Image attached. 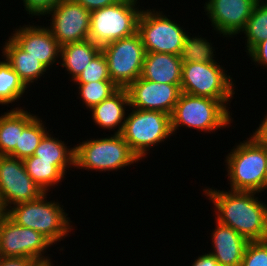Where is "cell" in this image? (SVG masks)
Here are the masks:
<instances>
[{"mask_svg":"<svg viewBox=\"0 0 267 266\" xmlns=\"http://www.w3.org/2000/svg\"><path fill=\"white\" fill-rule=\"evenodd\" d=\"M233 81L218 62L182 63L181 92L219 100L228 109L235 94Z\"/></svg>","mask_w":267,"mask_h":266,"instance_id":"obj_7","label":"cell"},{"mask_svg":"<svg viewBox=\"0 0 267 266\" xmlns=\"http://www.w3.org/2000/svg\"><path fill=\"white\" fill-rule=\"evenodd\" d=\"M108 63L111 81L119 88H127L142 74L145 49L138 32L101 47Z\"/></svg>","mask_w":267,"mask_h":266,"instance_id":"obj_10","label":"cell"},{"mask_svg":"<svg viewBox=\"0 0 267 266\" xmlns=\"http://www.w3.org/2000/svg\"><path fill=\"white\" fill-rule=\"evenodd\" d=\"M182 61L170 53H146L141 77L157 83L181 85Z\"/></svg>","mask_w":267,"mask_h":266,"instance_id":"obj_19","label":"cell"},{"mask_svg":"<svg viewBox=\"0 0 267 266\" xmlns=\"http://www.w3.org/2000/svg\"><path fill=\"white\" fill-rule=\"evenodd\" d=\"M255 66H264L267 68V38L264 41L258 43L248 54ZM257 64V65H256Z\"/></svg>","mask_w":267,"mask_h":266,"instance_id":"obj_33","label":"cell"},{"mask_svg":"<svg viewBox=\"0 0 267 266\" xmlns=\"http://www.w3.org/2000/svg\"><path fill=\"white\" fill-rule=\"evenodd\" d=\"M27 86L5 61H0V105L13 104L21 99Z\"/></svg>","mask_w":267,"mask_h":266,"instance_id":"obj_26","label":"cell"},{"mask_svg":"<svg viewBox=\"0 0 267 266\" xmlns=\"http://www.w3.org/2000/svg\"><path fill=\"white\" fill-rule=\"evenodd\" d=\"M22 50L38 59L48 70L60 63L61 46L51 31L42 25H25L16 28L9 36ZM59 59V60H58ZM58 61V62H56Z\"/></svg>","mask_w":267,"mask_h":266,"instance_id":"obj_16","label":"cell"},{"mask_svg":"<svg viewBox=\"0 0 267 266\" xmlns=\"http://www.w3.org/2000/svg\"><path fill=\"white\" fill-rule=\"evenodd\" d=\"M245 34V49L248 54L258 43L267 38V1L257 2L245 28L240 35Z\"/></svg>","mask_w":267,"mask_h":266,"instance_id":"obj_25","label":"cell"},{"mask_svg":"<svg viewBox=\"0 0 267 266\" xmlns=\"http://www.w3.org/2000/svg\"><path fill=\"white\" fill-rule=\"evenodd\" d=\"M258 2H264V0H257ZM267 0H265V2H266Z\"/></svg>","mask_w":267,"mask_h":266,"instance_id":"obj_42","label":"cell"},{"mask_svg":"<svg viewBox=\"0 0 267 266\" xmlns=\"http://www.w3.org/2000/svg\"><path fill=\"white\" fill-rule=\"evenodd\" d=\"M35 114L20 107L13 108L0 116V155L16 158V146H19L23 128L35 117Z\"/></svg>","mask_w":267,"mask_h":266,"instance_id":"obj_21","label":"cell"},{"mask_svg":"<svg viewBox=\"0 0 267 266\" xmlns=\"http://www.w3.org/2000/svg\"><path fill=\"white\" fill-rule=\"evenodd\" d=\"M6 215V210L4 209L2 202L0 200V221Z\"/></svg>","mask_w":267,"mask_h":266,"instance_id":"obj_39","label":"cell"},{"mask_svg":"<svg viewBox=\"0 0 267 266\" xmlns=\"http://www.w3.org/2000/svg\"><path fill=\"white\" fill-rule=\"evenodd\" d=\"M32 266H50V260L37 261Z\"/></svg>","mask_w":267,"mask_h":266,"instance_id":"obj_38","label":"cell"},{"mask_svg":"<svg viewBox=\"0 0 267 266\" xmlns=\"http://www.w3.org/2000/svg\"><path fill=\"white\" fill-rule=\"evenodd\" d=\"M191 266H219V264L214 256L208 252L194 259Z\"/></svg>","mask_w":267,"mask_h":266,"instance_id":"obj_36","label":"cell"},{"mask_svg":"<svg viewBox=\"0 0 267 266\" xmlns=\"http://www.w3.org/2000/svg\"><path fill=\"white\" fill-rule=\"evenodd\" d=\"M226 155L230 190L262 193L267 190L266 146L252 133Z\"/></svg>","mask_w":267,"mask_h":266,"instance_id":"obj_2","label":"cell"},{"mask_svg":"<svg viewBox=\"0 0 267 266\" xmlns=\"http://www.w3.org/2000/svg\"><path fill=\"white\" fill-rule=\"evenodd\" d=\"M101 52V47L86 39L69 43L61 47L60 60L62 66L71 77V81L82 73L83 69Z\"/></svg>","mask_w":267,"mask_h":266,"instance_id":"obj_22","label":"cell"},{"mask_svg":"<svg viewBox=\"0 0 267 266\" xmlns=\"http://www.w3.org/2000/svg\"><path fill=\"white\" fill-rule=\"evenodd\" d=\"M50 266H54L52 259H50Z\"/></svg>","mask_w":267,"mask_h":266,"instance_id":"obj_41","label":"cell"},{"mask_svg":"<svg viewBox=\"0 0 267 266\" xmlns=\"http://www.w3.org/2000/svg\"><path fill=\"white\" fill-rule=\"evenodd\" d=\"M129 95L126 88H119L109 98L105 99L98 105L94 106L89 111L92 112V120L99 128L107 129L114 132V134H121L126 115L130 109ZM126 111L127 114H126ZM115 129V130H114Z\"/></svg>","mask_w":267,"mask_h":266,"instance_id":"obj_18","label":"cell"},{"mask_svg":"<svg viewBox=\"0 0 267 266\" xmlns=\"http://www.w3.org/2000/svg\"><path fill=\"white\" fill-rule=\"evenodd\" d=\"M36 261L29 258L2 257L0 266H32Z\"/></svg>","mask_w":267,"mask_h":266,"instance_id":"obj_35","label":"cell"},{"mask_svg":"<svg viewBox=\"0 0 267 266\" xmlns=\"http://www.w3.org/2000/svg\"><path fill=\"white\" fill-rule=\"evenodd\" d=\"M130 107L161 111L171 115L181 92V85L148 81L141 76L127 88Z\"/></svg>","mask_w":267,"mask_h":266,"instance_id":"obj_15","label":"cell"},{"mask_svg":"<svg viewBox=\"0 0 267 266\" xmlns=\"http://www.w3.org/2000/svg\"><path fill=\"white\" fill-rule=\"evenodd\" d=\"M47 196L48 192H45L35 200L11 206L6 215L17 225L38 231L55 245L74 228L61 202L47 201Z\"/></svg>","mask_w":267,"mask_h":266,"instance_id":"obj_3","label":"cell"},{"mask_svg":"<svg viewBox=\"0 0 267 266\" xmlns=\"http://www.w3.org/2000/svg\"><path fill=\"white\" fill-rule=\"evenodd\" d=\"M252 133L263 145L267 146V114Z\"/></svg>","mask_w":267,"mask_h":266,"instance_id":"obj_37","label":"cell"},{"mask_svg":"<svg viewBox=\"0 0 267 266\" xmlns=\"http://www.w3.org/2000/svg\"><path fill=\"white\" fill-rule=\"evenodd\" d=\"M4 44L1 49L2 59H5L27 87L35 81L38 84L37 80L44 78L45 73L48 74V69L38 59L22 50L10 37Z\"/></svg>","mask_w":267,"mask_h":266,"instance_id":"obj_20","label":"cell"},{"mask_svg":"<svg viewBox=\"0 0 267 266\" xmlns=\"http://www.w3.org/2000/svg\"><path fill=\"white\" fill-rule=\"evenodd\" d=\"M49 131L44 135L35 149L33 156L37 160L54 161L65 173L75 167V147L67 146L64 141L55 138ZM54 137V138H53Z\"/></svg>","mask_w":267,"mask_h":266,"instance_id":"obj_23","label":"cell"},{"mask_svg":"<svg viewBox=\"0 0 267 266\" xmlns=\"http://www.w3.org/2000/svg\"><path fill=\"white\" fill-rule=\"evenodd\" d=\"M44 193L27 174L21 159L0 155V200L5 210L35 200Z\"/></svg>","mask_w":267,"mask_h":266,"instance_id":"obj_12","label":"cell"},{"mask_svg":"<svg viewBox=\"0 0 267 266\" xmlns=\"http://www.w3.org/2000/svg\"><path fill=\"white\" fill-rule=\"evenodd\" d=\"M49 14L48 29L61 47L88 39L91 12L75 0L60 1Z\"/></svg>","mask_w":267,"mask_h":266,"instance_id":"obj_13","label":"cell"},{"mask_svg":"<svg viewBox=\"0 0 267 266\" xmlns=\"http://www.w3.org/2000/svg\"><path fill=\"white\" fill-rule=\"evenodd\" d=\"M130 110L121 135L133 153L142 160L148 157L150 148L157 147L173 136L170 115L161 111Z\"/></svg>","mask_w":267,"mask_h":266,"instance_id":"obj_8","label":"cell"},{"mask_svg":"<svg viewBox=\"0 0 267 266\" xmlns=\"http://www.w3.org/2000/svg\"><path fill=\"white\" fill-rule=\"evenodd\" d=\"M212 188L204 187L203 192L214 203L215 220L230 226L248 242L267 239V204L255 196L259 193Z\"/></svg>","mask_w":267,"mask_h":266,"instance_id":"obj_1","label":"cell"},{"mask_svg":"<svg viewBox=\"0 0 267 266\" xmlns=\"http://www.w3.org/2000/svg\"><path fill=\"white\" fill-rule=\"evenodd\" d=\"M241 266H267V239L247 243Z\"/></svg>","mask_w":267,"mask_h":266,"instance_id":"obj_31","label":"cell"},{"mask_svg":"<svg viewBox=\"0 0 267 266\" xmlns=\"http://www.w3.org/2000/svg\"><path fill=\"white\" fill-rule=\"evenodd\" d=\"M187 32L183 47L181 48L179 58L182 63L189 62H217L215 60V47L212 46L213 43H209V40L200 37L199 34L196 37L190 36ZM214 48V49H213Z\"/></svg>","mask_w":267,"mask_h":266,"instance_id":"obj_27","label":"cell"},{"mask_svg":"<svg viewBox=\"0 0 267 266\" xmlns=\"http://www.w3.org/2000/svg\"><path fill=\"white\" fill-rule=\"evenodd\" d=\"M211 233L212 251H208L217 260L219 266H241L248 241L230 226L215 220Z\"/></svg>","mask_w":267,"mask_h":266,"instance_id":"obj_17","label":"cell"},{"mask_svg":"<svg viewBox=\"0 0 267 266\" xmlns=\"http://www.w3.org/2000/svg\"><path fill=\"white\" fill-rule=\"evenodd\" d=\"M257 0H207L204 12L217 34L236 37L245 28ZM236 35V36H235Z\"/></svg>","mask_w":267,"mask_h":266,"instance_id":"obj_14","label":"cell"},{"mask_svg":"<svg viewBox=\"0 0 267 266\" xmlns=\"http://www.w3.org/2000/svg\"><path fill=\"white\" fill-rule=\"evenodd\" d=\"M266 182H267V146H266Z\"/></svg>","mask_w":267,"mask_h":266,"instance_id":"obj_40","label":"cell"},{"mask_svg":"<svg viewBox=\"0 0 267 266\" xmlns=\"http://www.w3.org/2000/svg\"><path fill=\"white\" fill-rule=\"evenodd\" d=\"M22 161L27 174L44 192L60 186L58 184L65 179V172L54 161L37 160L33 155Z\"/></svg>","mask_w":267,"mask_h":266,"instance_id":"obj_24","label":"cell"},{"mask_svg":"<svg viewBox=\"0 0 267 266\" xmlns=\"http://www.w3.org/2000/svg\"><path fill=\"white\" fill-rule=\"evenodd\" d=\"M138 0H120L118 3L91 12L88 39L104 45L134 35L142 11Z\"/></svg>","mask_w":267,"mask_h":266,"instance_id":"obj_6","label":"cell"},{"mask_svg":"<svg viewBox=\"0 0 267 266\" xmlns=\"http://www.w3.org/2000/svg\"><path fill=\"white\" fill-rule=\"evenodd\" d=\"M81 4L88 11L92 12L94 10L101 9L103 7L118 3L120 0H75Z\"/></svg>","mask_w":267,"mask_h":266,"instance_id":"obj_34","label":"cell"},{"mask_svg":"<svg viewBox=\"0 0 267 266\" xmlns=\"http://www.w3.org/2000/svg\"><path fill=\"white\" fill-rule=\"evenodd\" d=\"M44 123L42 118L40 119L37 115L23 128L19 139V146H16V158L23 160L34 154L44 135L51 131L47 130Z\"/></svg>","mask_w":267,"mask_h":266,"instance_id":"obj_28","label":"cell"},{"mask_svg":"<svg viewBox=\"0 0 267 266\" xmlns=\"http://www.w3.org/2000/svg\"><path fill=\"white\" fill-rule=\"evenodd\" d=\"M142 8L137 32L142 38L145 52L179 55L187 34L185 28L160 10Z\"/></svg>","mask_w":267,"mask_h":266,"instance_id":"obj_9","label":"cell"},{"mask_svg":"<svg viewBox=\"0 0 267 266\" xmlns=\"http://www.w3.org/2000/svg\"><path fill=\"white\" fill-rule=\"evenodd\" d=\"M79 99L90 110L114 94L119 87L112 81H96L90 83H76Z\"/></svg>","mask_w":267,"mask_h":266,"instance_id":"obj_29","label":"cell"},{"mask_svg":"<svg viewBox=\"0 0 267 266\" xmlns=\"http://www.w3.org/2000/svg\"><path fill=\"white\" fill-rule=\"evenodd\" d=\"M53 244L38 231L17 225L7 215L0 221L1 257L29 258L37 261L50 260L45 256Z\"/></svg>","mask_w":267,"mask_h":266,"instance_id":"obj_11","label":"cell"},{"mask_svg":"<svg viewBox=\"0 0 267 266\" xmlns=\"http://www.w3.org/2000/svg\"><path fill=\"white\" fill-rule=\"evenodd\" d=\"M96 81H111L108 72V63L102 51L83 69L75 83H90Z\"/></svg>","mask_w":267,"mask_h":266,"instance_id":"obj_30","label":"cell"},{"mask_svg":"<svg viewBox=\"0 0 267 266\" xmlns=\"http://www.w3.org/2000/svg\"><path fill=\"white\" fill-rule=\"evenodd\" d=\"M231 116L232 112L219 100L182 92L170 115L171 131L175 135L184 126L211 134L219 128L231 127L234 119Z\"/></svg>","mask_w":267,"mask_h":266,"instance_id":"obj_4","label":"cell"},{"mask_svg":"<svg viewBox=\"0 0 267 266\" xmlns=\"http://www.w3.org/2000/svg\"><path fill=\"white\" fill-rule=\"evenodd\" d=\"M23 1L24 10L32 16H45L62 0H21Z\"/></svg>","mask_w":267,"mask_h":266,"instance_id":"obj_32","label":"cell"},{"mask_svg":"<svg viewBox=\"0 0 267 266\" xmlns=\"http://www.w3.org/2000/svg\"><path fill=\"white\" fill-rule=\"evenodd\" d=\"M91 139V140H90ZM75 145L76 169L95 171H118L138 163L140 159L130 149L121 134L105 138H90Z\"/></svg>","mask_w":267,"mask_h":266,"instance_id":"obj_5","label":"cell"}]
</instances>
